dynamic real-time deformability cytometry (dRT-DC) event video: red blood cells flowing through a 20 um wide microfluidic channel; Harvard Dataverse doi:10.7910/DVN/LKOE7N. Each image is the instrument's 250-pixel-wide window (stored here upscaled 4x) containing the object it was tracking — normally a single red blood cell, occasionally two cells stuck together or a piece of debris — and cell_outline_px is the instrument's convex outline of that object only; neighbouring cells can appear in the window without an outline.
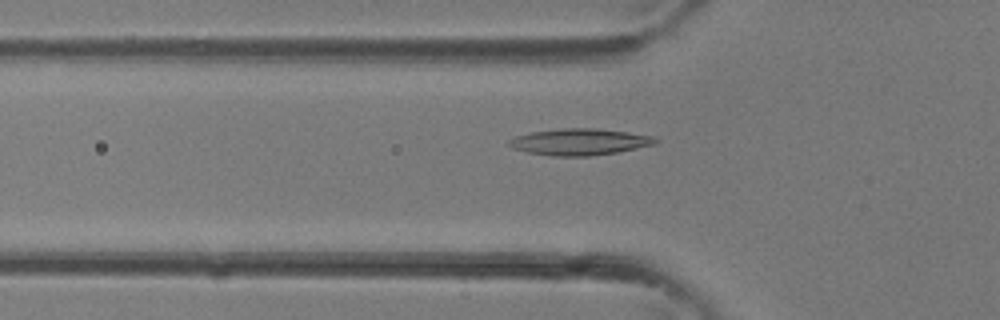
{"species": "common noctule bat (a hibernating species)", "species_latin": "Nyctalus noctula", "temperature_condition": "room temperature", "stored_images_in_passage": 23, "camera_frame_rate_fps": 3000, "um_per_image_px": 0.085, "animal": {"sex": "female"}, "frame": {"image": 1, "passage_image": 4, "time_ms": 1.0, "image_size_px": [1000, 320], "cell_outline_px": [[660, 140], [656, 144], [616, 152], [588, 156], [552, 156], [528, 152], [512, 148], [508, 144], [508, 140], [516, 136], [532, 132], [564, 128], [596, 128], [628, 132], [656, 136]], "centroid_in_image_um": [49.3, 12.05], "position_along_channel_um": 76.5, "area_um2": 22.6}}
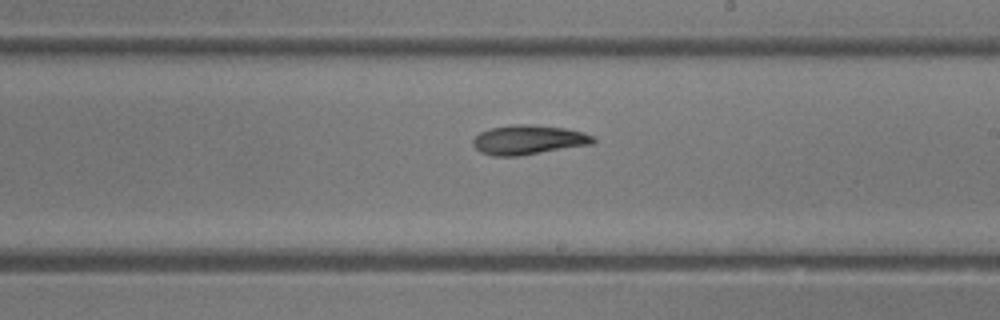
{"frame": {"image": 2, "passage_image": 13, "time_ms": 4.0, "image_size_px": [1000, 320], "cell_outline_px": [[596, 140], [592, 144], [516, 156], [492, 156], [480, 152], [472, 144], [472, 140], [480, 132], [488, 128], [516, 124], [532, 124], [564, 128], [584, 132], [592, 136]], "centroid_in_image_um": [44.88, 11.88], "position_along_channel_um": 244.1, "area_um2": 20.58}}
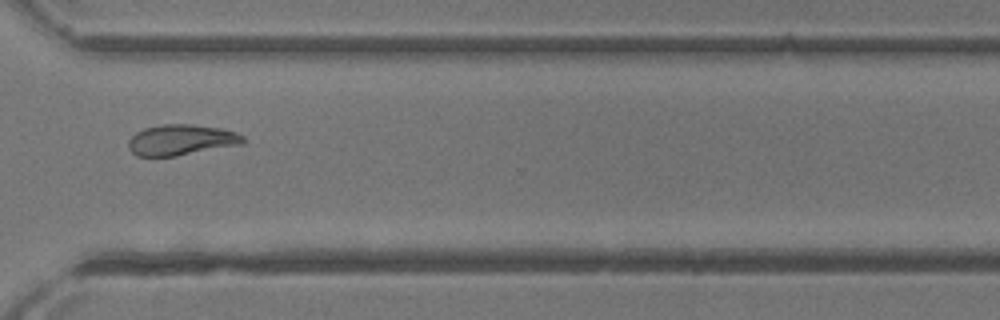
{"frame": {"image": 3, "passage_image": 19, "time_ms": 6.0, "image_size_px": [1000, 320], "cell_outline_px": [[244, 144], [176, 156], [136, 156], [128, 148], [128, 140], [136, 132], [144, 128], [164, 124], [192, 124], [220, 128], [236, 132], [244, 136]], "centroid_in_image_um": [15.4, 11.89], "position_along_channel_um": 355.2, "area_um2": 20.63}}